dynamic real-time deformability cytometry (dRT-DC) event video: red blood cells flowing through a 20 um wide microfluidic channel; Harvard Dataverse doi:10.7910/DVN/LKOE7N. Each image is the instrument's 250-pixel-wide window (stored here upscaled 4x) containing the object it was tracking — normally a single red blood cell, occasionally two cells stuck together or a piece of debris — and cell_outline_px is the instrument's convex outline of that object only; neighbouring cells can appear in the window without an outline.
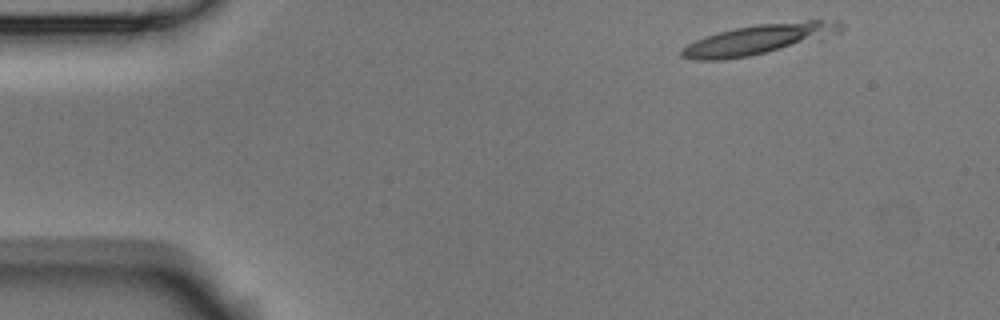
{"species": "Egyptian fruit bat (a non-hibernating species)", "species_latin": "Rousettus aegyptiacus", "temperature_condition": "room temperature", "stored_images_in_passage": 5, "camera_frame_rate_fps": 3000, "um_per_image_px": 0.085, "animal": {"sex": "male"}, "frame": {"image": 1, "passage_image": 1, "time_ms": 0.0, "image_size_px": [1000, 320], "cell_outline_px": [[844, 28], [840, 32], [780, 48], [748, 56], [720, 60], [692, 60], [680, 56], [680, 52], [688, 44], [696, 40], [732, 28], [760, 24], [804, 20], [840, 20], [844, 24]], "centroid_in_image_um": [64.46, 3.32], "position_along_channel_um": 20.5, "area_um2": 26.99}}
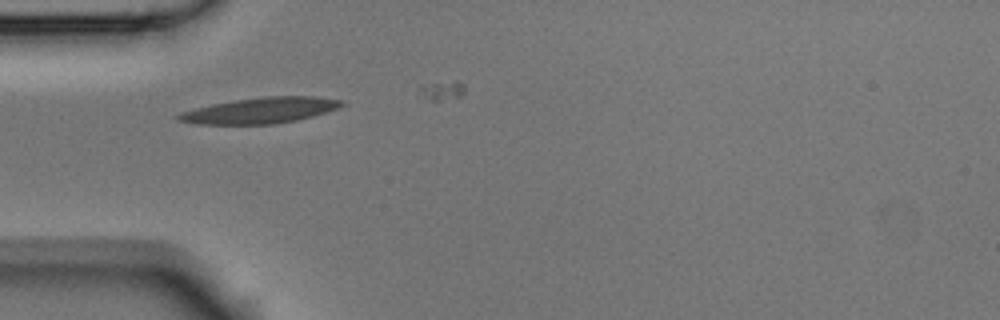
{"frame": {"image": 2, "passage_image": 4, "time_ms": 1.0, "image_size_px": [1000, 320], "cell_outline_px": [[344, 104], [336, 108], [312, 116], [296, 120], [272, 124], [192, 124], [176, 120], [172, 116], [180, 112], [212, 104], [236, 100], [264, 96], [312, 96], [344, 100]], "centroid_in_image_um": [22.05, 9.39], "position_along_channel_um": 63.0, "area_um2": 24.51}}